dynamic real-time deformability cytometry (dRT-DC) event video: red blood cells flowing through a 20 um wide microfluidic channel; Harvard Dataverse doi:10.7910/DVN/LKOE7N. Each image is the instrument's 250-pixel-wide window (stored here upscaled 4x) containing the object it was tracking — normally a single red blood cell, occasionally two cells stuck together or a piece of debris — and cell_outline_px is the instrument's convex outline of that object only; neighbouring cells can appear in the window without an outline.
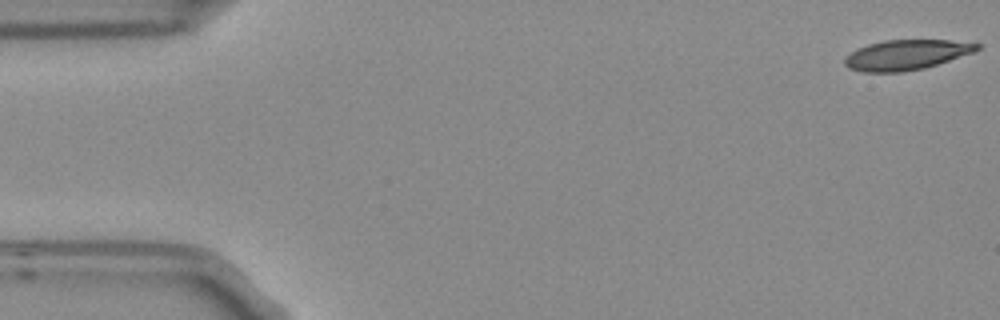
{"species": "Egyptian fruit bat (a non-hibernating species)", "species_latin": "Rousettus aegyptiacus", "temperature_condition": "room temperature", "stored_images_in_passage": 5, "camera_frame_rate_fps": 3000, "um_per_image_px": 0.085, "frame": {"image": 1, "passage_image": 1, "time_ms": 0.0, "image_size_px": [1000, 320], "cell_outline_px": [[980, 48], [972, 52], [924, 68], [900, 72], [864, 72], [848, 68], [844, 64], [844, 56], [856, 48], [868, 44], [884, 40], [948, 40], [980, 44]], "centroid_in_image_um": [76.94, 4.66], "position_along_channel_um": 8.1, "area_um2": 23.0}}
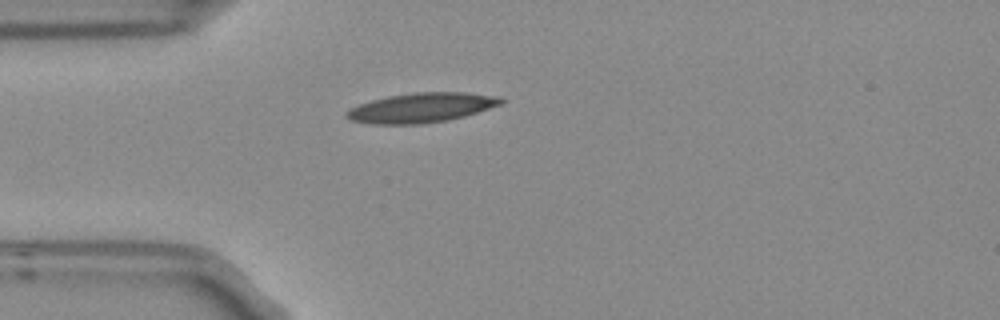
{"frame": {"image": 2, "passage_image": 4, "time_ms": 1.0, "image_size_px": [1000, 320], "cell_outline_px": [[504, 100], [500, 104], [464, 116], [448, 120], [420, 124], [372, 124], [348, 120], [344, 116], [344, 112], [360, 104], [372, 100], [388, 96], [412, 92], [464, 92], [500, 96]], "centroid_in_image_um": [35.78, 9.15], "position_along_channel_um": 49.2, "area_um2": 26.65}}